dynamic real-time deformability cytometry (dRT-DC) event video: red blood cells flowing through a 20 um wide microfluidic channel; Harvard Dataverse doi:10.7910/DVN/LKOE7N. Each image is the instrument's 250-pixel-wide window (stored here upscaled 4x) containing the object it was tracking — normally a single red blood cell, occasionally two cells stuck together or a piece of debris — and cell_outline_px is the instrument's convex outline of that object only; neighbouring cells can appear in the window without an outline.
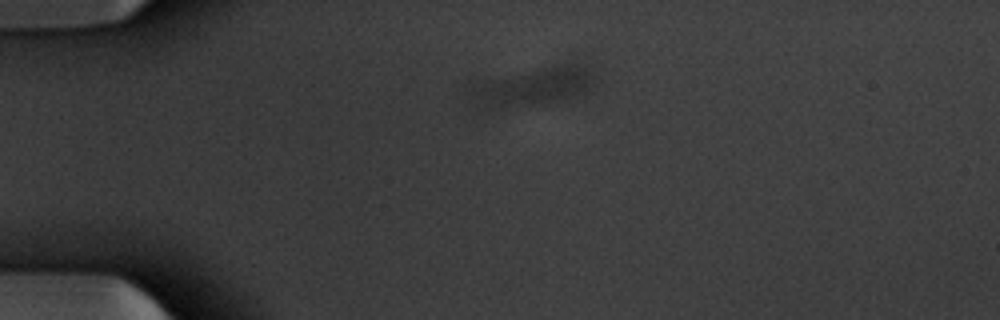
{"species": "common noctule bat (a hibernating species)", "species_latin": "Nyctalus noctula", "temperature_condition": "warm", "stored_images_in_passage": 19, "camera_frame_rate_fps": 3000, "um_per_image_px": 0.085, "animal": {"sex": "male", "body_mass_g": 20.1, "forearm_length_mm": 53.5}, "frame": {"image": 1, "passage_image": 11, "time_ms": 3.333, "image_size_px": [1000, 320], "cell_outline_px": [[596, 84], [588, 92], [564, 100], [488, 112], [476, 112], [472, 108], [464, 88], [464, 84], [468, 80], [488, 76], [556, 64], [584, 64], [592, 72], [596, 80]], "centroid_in_image_um": [44.97, 7.4], "position_along_channel_um": 40.0, "area_um2": 31.39}}
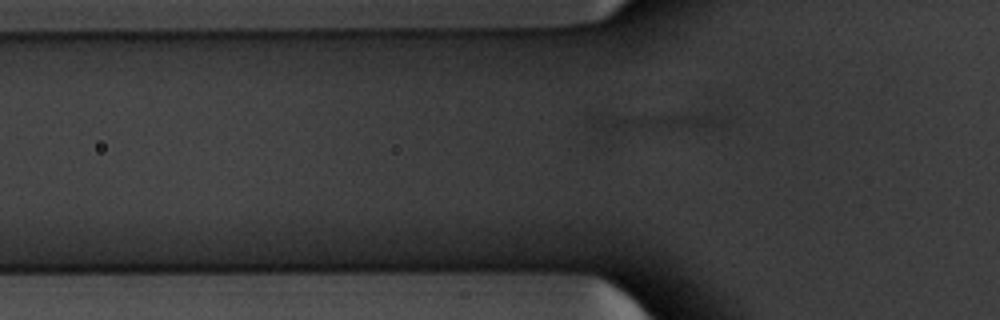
{"frame": {"image": 2, "passage_image": 16, "time_ms": 5.0, "image_size_px": [1000, 320], "cell_outline_px": [[732, 120], [724, 124], [712, 128], [608, 144], [604, 144], [592, 128], [588, 116], [600, 112], [688, 112], [712, 116]], "centroid_in_image_um": [55.12, 10.59], "position_along_channel_um": 70.7, "area_um2": 21.73}}